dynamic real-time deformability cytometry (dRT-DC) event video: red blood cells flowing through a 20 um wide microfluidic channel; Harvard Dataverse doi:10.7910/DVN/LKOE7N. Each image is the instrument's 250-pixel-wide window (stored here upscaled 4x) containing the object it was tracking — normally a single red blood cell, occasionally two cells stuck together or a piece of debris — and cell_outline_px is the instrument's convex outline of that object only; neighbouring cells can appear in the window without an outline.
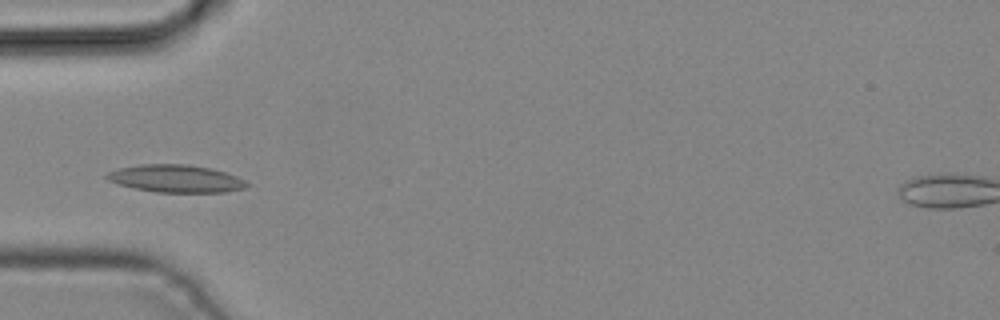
{"species": "common noctule bat (a hibernating species)", "species_latin": "Nyctalus noctula", "temperature_condition": "cold", "stored_images_in_passage": 2, "camera_frame_rate_fps": 3000, "um_per_image_px": 0.085, "animal": {"sex": "male", "body_mass_g": 19.2, "forearm_length_mm": 51.8}, "frame": {"image": 1, "passage_image": 1, "time_ms": 0.0, "image_size_px": [1000, 320], "cell_outline_px": [[248, 184], [244, 188], [224, 192], [156, 192], [136, 188], [120, 184], [108, 180], [104, 176], [108, 172], [120, 168], [140, 164], [184, 164], [212, 168], [236, 176], [244, 180]], "centroid_in_image_um": [14.94, 15.17], "position_along_channel_um": 70.1, "area_um2": 22.2}}
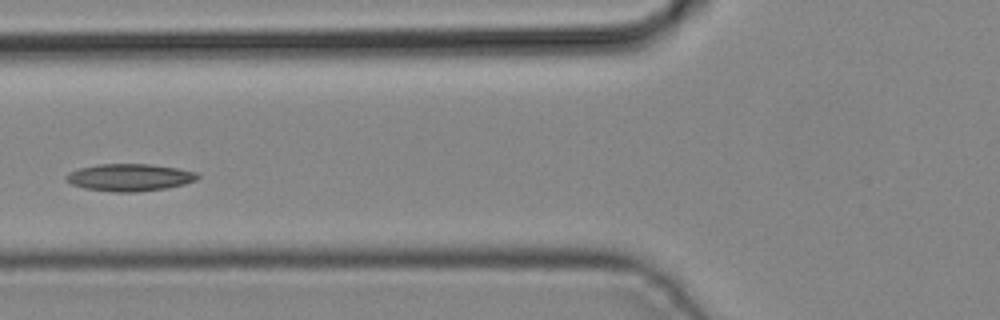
{"frame": {"image": 2, "passage_image": 2, "time_ms": 0.333, "image_size_px": [1000, 320], "cell_outline_px": [[200, 176], [196, 180], [184, 184], [168, 188], [136, 192], [112, 192], [84, 188], [72, 184], [64, 180], [64, 176], [68, 172], [80, 168], [96, 164], [152, 164], [176, 168], [196, 172]], "centroid_in_image_um": [10.99, 15.08], "position_along_channel_um": 114.8, "area_um2": 21.04}}